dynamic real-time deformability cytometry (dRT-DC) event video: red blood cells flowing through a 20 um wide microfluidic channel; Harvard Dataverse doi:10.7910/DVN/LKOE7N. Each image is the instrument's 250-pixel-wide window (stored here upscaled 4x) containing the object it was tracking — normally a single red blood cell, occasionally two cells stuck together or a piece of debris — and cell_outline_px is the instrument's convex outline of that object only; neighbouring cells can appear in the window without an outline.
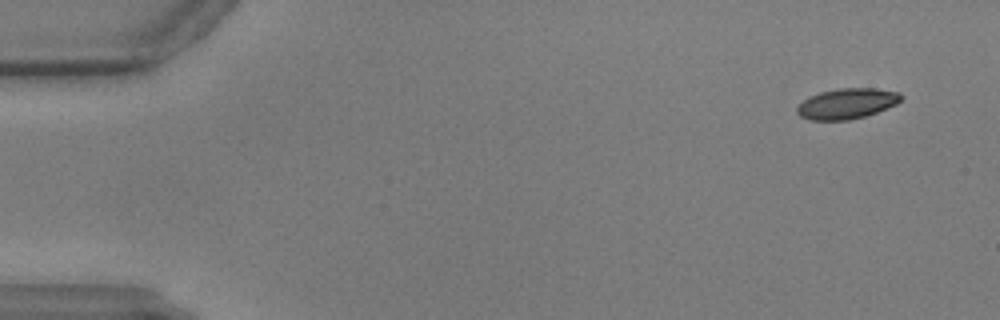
{"species": "common noctule bat (a hibernating species)", "species_latin": "Nyctalus noctula", "temperature_condition": "warm", "stored_images_in_passage": 22, "camera_frame_rate_fps": 3000, "um_per_image_px": 0.085, "animal": {"sex": "male", "body_mass_g": 17.9, "forearm_length_mm": 54.2}, "frame": {"image": 1, "passage_image": 4, "time_ms": 1.0, "image_size_px": [1000, 320], "cell_outline_px": [[904, 96], [896, 104], [876, 112], [864, 116], [848, 120], [808, 120], [800, 116], [796, 112], [796, 108], [804, 100], [820, 92], [840, 88], [872, 88], [900, 92]], "centroid_in_image_um": [71.99, 8.81], "position_along_channel_um": 13.0, "area_um2": 18.32}}
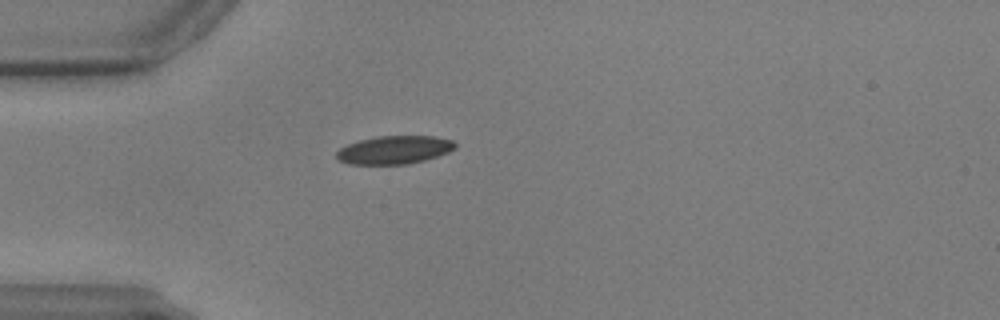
{"frame": {"image": 2, "passage_image": 17, "time_ms": 5.333, "image_size_px": [1000, 320], "cell_outline_px": [[456, 148], [448, 152], [424, 160], [408, 164], [348, 164], [340, 160], [336, 156], [336, 152], [340, 148], [348, 144], [360, 140], [376, 136], [432, 136], [452, 140], [456, 144]], "centroid_in_image_um": [33.51, 12.74], "position_along_channel_um": 51.5, "area_um2": 19.36}}